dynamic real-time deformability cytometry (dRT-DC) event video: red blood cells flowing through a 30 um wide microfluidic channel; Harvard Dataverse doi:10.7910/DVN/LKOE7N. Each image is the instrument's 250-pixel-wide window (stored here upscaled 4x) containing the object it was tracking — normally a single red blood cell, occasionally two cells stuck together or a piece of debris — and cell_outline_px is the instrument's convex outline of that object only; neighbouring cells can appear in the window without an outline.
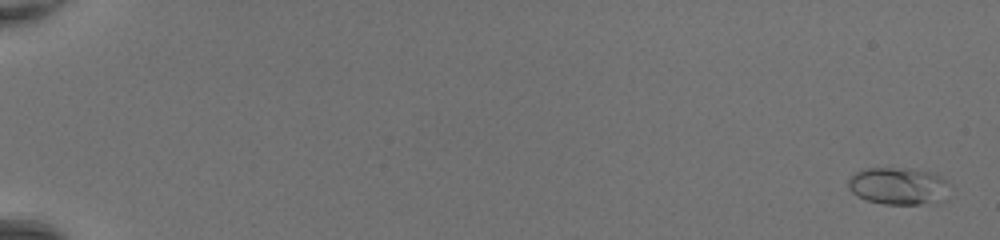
{"species": "common noctule bat (a hibernating species)", "species_latin": "Nyctalus noctula", "temperature_condition": "room temperature", "stored_images_in_passage": 50, "camera_frame_rate_fps": 3000, "um_per_image_px": 0.085, "animal": {"sex": "female", "body_mass_g": 20.0, "forearm_length_mm": 54.0}, "frame": {"image": 1, "passage_image": 2, "time_ms": 0.333, "image_size_px": [1000, 240], "cell_outline_px": [[944, 200], [940, 204], [884, 204], [868, 200], [856, 196], [848, 188], [848, 180], [856, 172], [864, 168], [912, 168], [932, 172], [940, 176], [944, 180]], "centroid_in_image_um": [76.32, 15.81], "position_along_channel_um": 8.7, "area_um2": 21.96}}
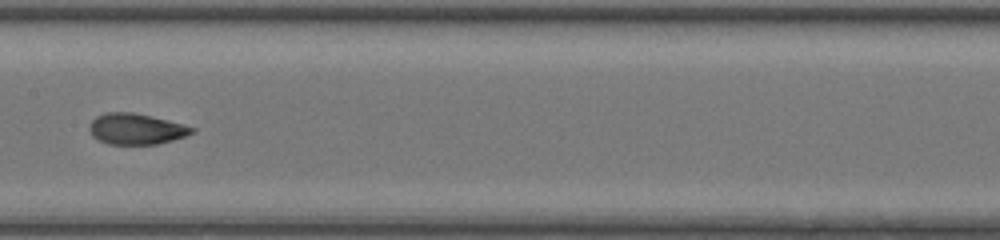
{"frame": {"image": 2, "passage_image": 29, "time_ms": 9.333, "image_size_px": [1000, 240], "cell_outline_px": [[196, 132], [172, 140], [156, 144], [108, 144], [92, 136], [88, 128], [88, 124], [96, 116], [104, 112], [132, 112], [152, 116], [168, 120], [196, 128]], "centroid_in_image_um": [11.55, 10.95], "position_along_channel_um": 195.9, "area_um2": 18.55}}
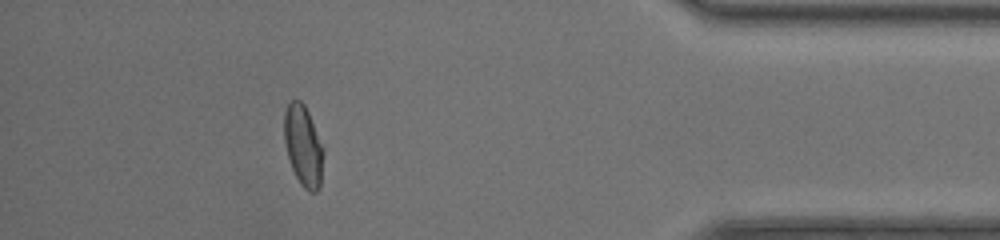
{"frame": {"image": 3, "passage_image": 46, "time_ms": 15.0, "image_size_px": [1000, 240], "cell_outline_px": [[324, 152], [320, 188], [316, 192], [308, 192], [300, 184], [292, 168], [288, 156], [284, 140], [284, 112], [288, 104], [292, 100], [300, 100], [304, 104], [308, 112], [324, 148]], "centroid_in_image_um": [25.79, 12.41], "position_along_channel_um": 409.4, "area_um2": 18.55}, "authors_computed_cell_mechanics": {"area_um2": 18.5827, "velocity_mm_per_s": 4.4169, "shape_relaxation_time_tau1_ms": null, "shape_relaxation_time_tau2_ms": 0.8428, "deformation_change_tau1": null, "deformation_change_tau2": 0.0546}}